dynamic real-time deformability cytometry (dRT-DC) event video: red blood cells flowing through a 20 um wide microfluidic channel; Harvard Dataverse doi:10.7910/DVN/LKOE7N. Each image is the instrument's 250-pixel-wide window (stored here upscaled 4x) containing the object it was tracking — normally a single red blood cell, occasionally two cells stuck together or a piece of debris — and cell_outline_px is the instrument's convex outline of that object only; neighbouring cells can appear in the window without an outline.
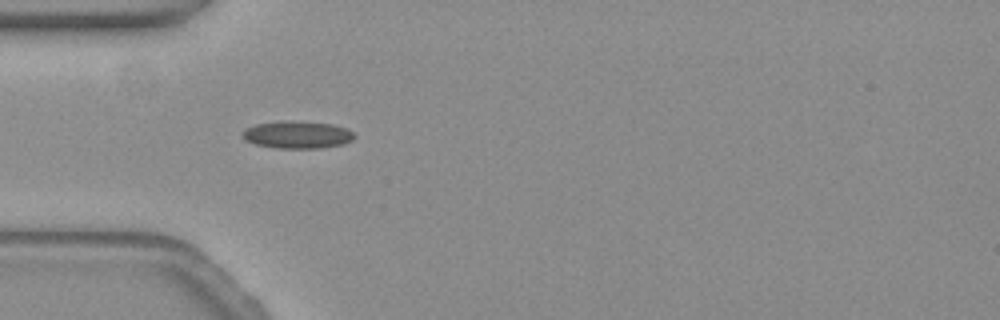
{"species": "common noctule bat (a hibernating species)", "species_latin": "Nyctalus noctula", "temperature_condition": "warm", "stored_images_in_passage": 42, "camera_frame_rate_fps": 3000, "um_per_image_px": 0.085, "animal": {"sex": "female", "body_mass_g": 19.3, "forearm_length_mm": 54.1}, "frame": {"image": 1, "passage_image": 5, "time_ms": 1.333, "image_size_px": [1000, 320], "cell_outline_px": [[356, 136], [352, 140], [344, 144], [320, 148], [276, 148], [256, 144], [244, 140], [244, 128], [256, 124], [288, 120], [332, 124], [348, 128]], "centroid_in_image_um": [25.3, 11.45], "position_along_channel_um": 59.7, "area_um2": 17.86}}
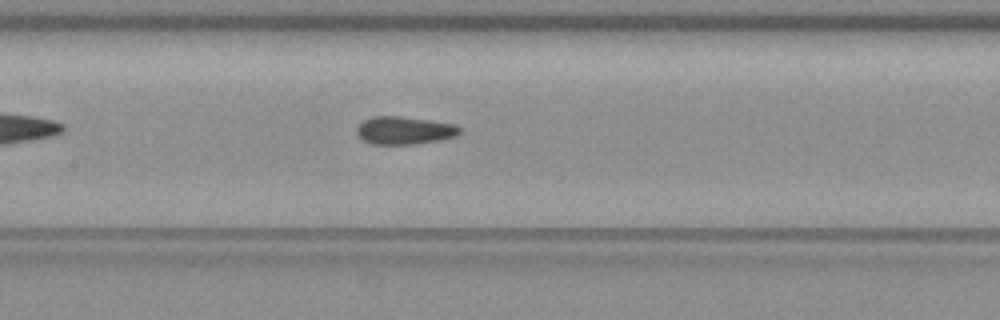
{"frame": {"image": 2, "passage_image": 14, "time_ms": 4.333, "image_size_px": [1000, 320], "cell_outline_px": [[460, 132], [456, 136], [440, 140], [416, 144], [372, 144], [364, 140], [356, 132], [356, 128], [364, 120], [372, 116], [396, 116], [428, 120], [456, 124], [460, 128]], "centroid_in_image_um": [34.38, 11.09], "position_along_channel_um": 173.0, "area_um2": 16.59}}
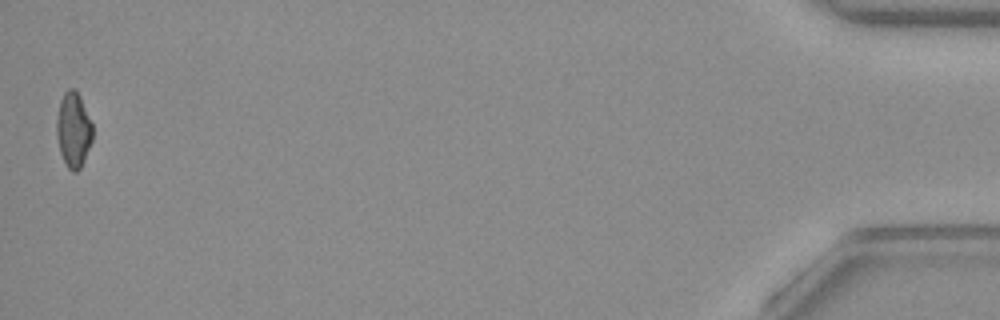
{"frame": {"image": 3, "passage_image": 42, "time_ms": 13.667, "image_size_px": [1000, 320], "cell_outline_px": [[92, 140], [84, 160], [80, 168], [76, 172], [72, 172], [68, 168], [60, 152], [56, 136], [56, 120], [60, 100], [64, 92], [68, 88], [72, 88], [80, 96], [92, 124]], "centroid_in_image_um": [6.22, 11.03], "position_along_channel_um": 429.0, "area_um2": 15.66}, "authors_computed_cell_mechanics": {"area_um2": 16.5597, "velocity_mm_per_s": 3.8247, "shape_relaxation_time_tau1_ms": null, "shape_relaxation_time_tau2_ms": 1.2117, "deformation_change_tau1": null, "deformation_change_tau2": 0.0843}}